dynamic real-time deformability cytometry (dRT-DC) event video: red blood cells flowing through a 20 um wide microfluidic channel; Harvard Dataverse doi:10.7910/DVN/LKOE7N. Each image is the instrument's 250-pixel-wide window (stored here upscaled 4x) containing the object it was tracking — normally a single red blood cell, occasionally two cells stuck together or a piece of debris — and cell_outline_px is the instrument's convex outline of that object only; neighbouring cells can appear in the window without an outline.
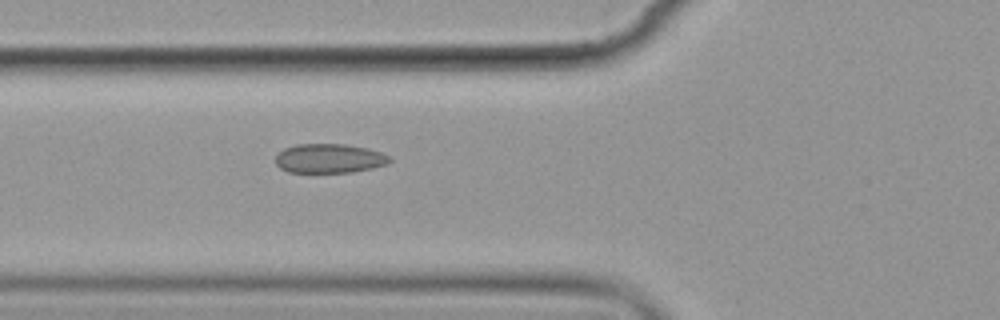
{"species": "common noctule bat (a hibernating species)", "species_latin": "Nyctalus noctula", "temperature_condition": "cold", "stored_images_in_passage": 5, "camera_frame_rate_fps": 3000, "um_per_image_px": 0.085, "animal": {"sex": "female", "body_mass_g": 19.9}, "frame": {"image": 1, "passage_image": 5, "time_ms": 4.333, "image_size_px": [1000, 320], "cell_outline_px": [[392, 160], [388, 164], [372, 168], [352, 172], [288, 172], [280, 168], [276, 164], [276, 156], [284, 148], [296, 144], [344, 144], [368, 148], [392, 156]], "centroid_in_image_um": [28.02, 13.46], "position_along_channel_um": 97.8, "area_um2": 19.54}}